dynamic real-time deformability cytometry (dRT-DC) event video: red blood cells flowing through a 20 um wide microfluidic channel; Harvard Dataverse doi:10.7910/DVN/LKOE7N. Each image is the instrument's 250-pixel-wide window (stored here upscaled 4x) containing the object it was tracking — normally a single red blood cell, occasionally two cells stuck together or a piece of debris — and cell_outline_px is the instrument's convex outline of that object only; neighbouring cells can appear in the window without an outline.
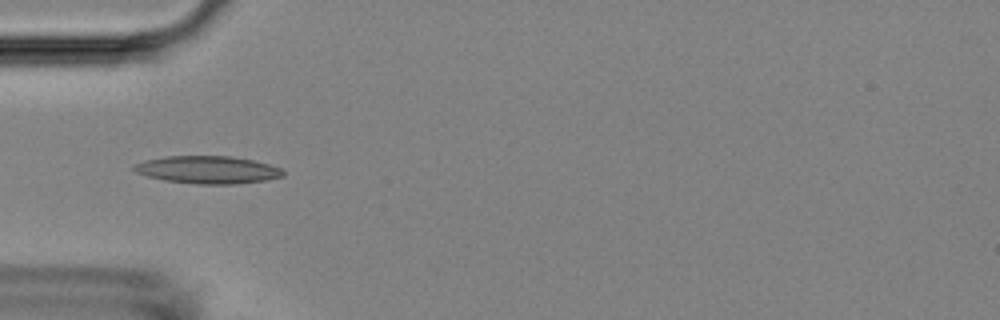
{"species": "Egyptian fruit bat (a non-hibernating species)", "species_latin": "Rousettus aegyptiacus", "temperature_condition": "room temperature", "stored_images_in_passage": 34, "camera_frame_rate_fps": 3000, "um_per_image_px": 0.085, "animal": {"sex": "female"}, "frame": {"image": 1, "passage_image": 2, "time_ms": 0.333, "image_size_px": [1000, 320], "cell_outline_px": [[284, 176], [268, 180], [236, 184], [196, 184], [164, 180], [148, 176], [136, 172], [132, 168], [136, 164], [144, 160], [164, 156], [232, 156], [252, 160], [268, 164], [280, 168], [284, 172]], "centroid_in_image_um": [17.66, 14.43], "position_along_channel_um": 67.3, "area_um2": 23.99}}
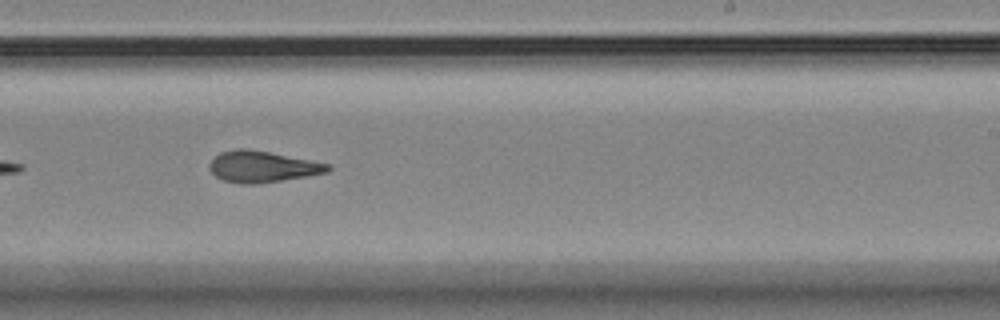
{"frame": {"image": 2, "passage_image": 18, "time_ms": 5.667, "image_size_px": [1000, 320], "cell_outline_px": [[332, 168], [328, 172], [256, 184], [240, 184], [224, 180], [216, 176], [208, 168], [208, 164], [220, 152], [236, 148], [248, 148], [328, 164]], "centroid_in_image_um": [22.23, 14.16], "position_along_channel_um": 266.8, "area_um2": 21.21}}
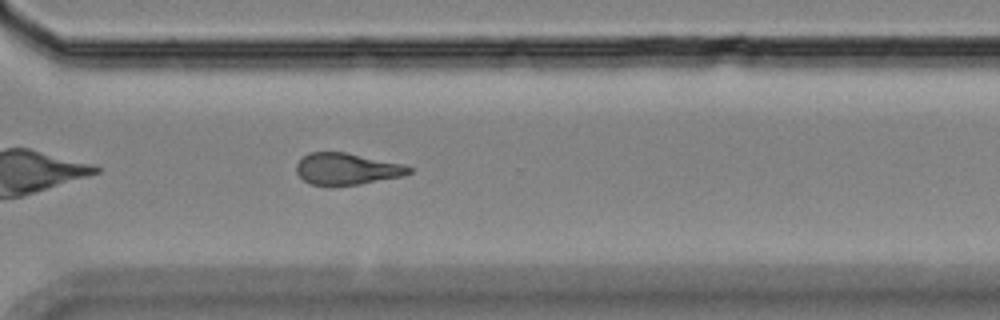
{"frame": {"image": 3, "passage_image": 24, "time_ms": 7.667, "image_size_px": [1000, 320], "cell_outline_px": [[412, 172], [404, 176], [360, 184], [332, 188], [328, 188], [312, 184], [304, 180], [296, 172], [296, 164], [308, 152], [344, 152], [404, 164], [412, 168]], "centroid_in_image_um": [29.47, 14.39], "position_along_channel_um": 341.1, "area_um2": 21.21}, "authors_computed_cell_mechanics": {"area_um2": 21.5594, "velocity_mm_per_s": 3.7226, "shape_relaxation_time_tau1_ms": 9.6615, "shape_relaxation_time_tau2_ms": 3.1408, "deformation_change_tau1": 0.2262, "deformation_change_tau2": 0.1193}}